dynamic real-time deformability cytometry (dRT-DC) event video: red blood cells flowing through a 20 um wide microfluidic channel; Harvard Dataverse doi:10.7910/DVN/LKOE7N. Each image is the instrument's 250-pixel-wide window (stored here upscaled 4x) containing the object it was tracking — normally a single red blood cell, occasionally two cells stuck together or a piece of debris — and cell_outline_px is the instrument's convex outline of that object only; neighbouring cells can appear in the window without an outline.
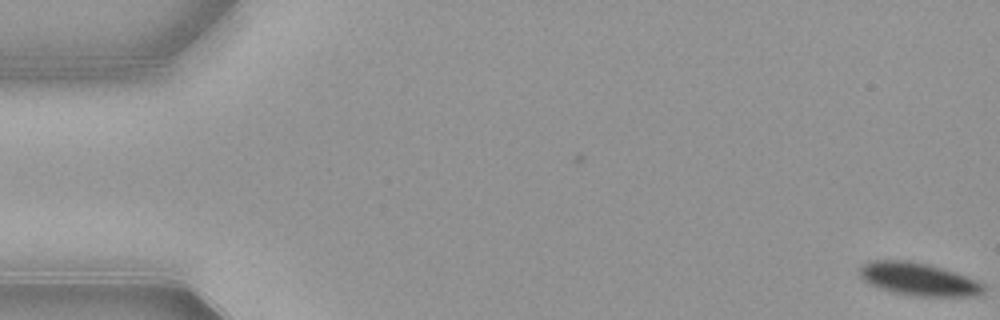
{"species": "common noctule bat (a hibernating species)", "species_latin": "Nyctalus noctula", "temperature_condition": "warm", "stored_images_in_passage": 3, "camera_frame_rate_fps": 3000, "um_per_image_px": 0.085, "animal": {"sex": "female", "body_mass_g": 21.9}, "frame": {"image": 1, "passage_image": 3, "time_ms": 0.667, "image_size_px": [1000, 320], "cell_outline_px": [[984, 292], [976, 296], [916, 296], [892, 292], [880, 288], [864, 280], [860, 276], [860, 264], [868, 260], [908, 260], [928, 264], [944, 268], [956, 272], [976, 280], [984, 284]], "centroid_in_image_um": [78.07, 23.71], "position_along_channel_um": 6.9, "area_um2": 23.81}}